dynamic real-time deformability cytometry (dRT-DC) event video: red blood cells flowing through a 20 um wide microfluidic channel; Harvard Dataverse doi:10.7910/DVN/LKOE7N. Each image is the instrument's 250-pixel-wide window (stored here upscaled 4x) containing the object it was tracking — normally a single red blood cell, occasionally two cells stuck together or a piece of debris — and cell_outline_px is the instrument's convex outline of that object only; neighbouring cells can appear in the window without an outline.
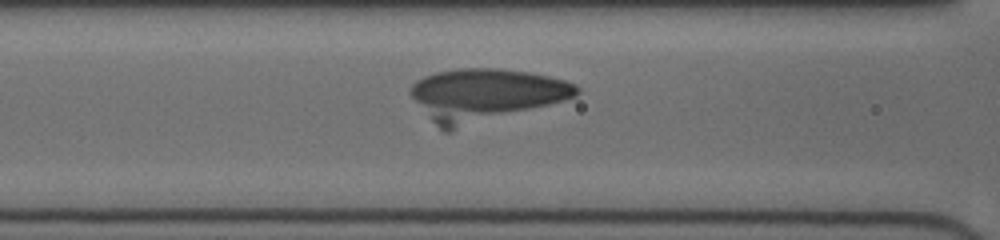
{"species": "human", "species_latin": "Homo sapiens", "temperature_condition": "cold", "stored_images_in_passage": 51, "camera_frame_rate_fps": 3000, "um_per_image_px": 0.085, "donor": {"sex": "female"}, "frame": {"image": 1, "passage_image": 29, "time_ms": 9.333, "image_size_px": [1000, 240], "cell_outline_px": [[580, 92], [576, 96], [564, 100], [452, 132], [444, 132], [432, 120], [408, 92], [412, 84], [416, 80], [424, 76], [436, 72], [456, 68], [500, 68], [528, 72], [548, 76], [564, 80], [576, 84], [580, 88]], "centroid_in_image_um": [41.24, 8.07], "position_along_channel_um": 125.4, "area_um2": 50.98}}
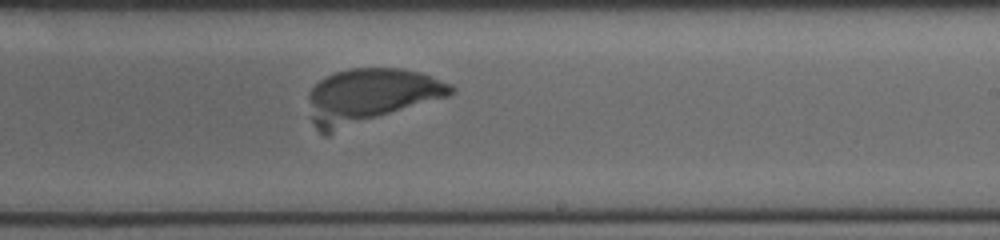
{"frame": {"image": 2, "passage_image": 39, "time_ms": 12.667, "image_size_px": [1000, 240], "cell_outline_px": [[456, 88], [448, 96], [328, 136], [324, 136], [316, 128], [312, 120], [308, 96], [308, 92], [324, 76], [348, 68], [404, 68], [420, 72], [432, 76], [452, 84]], "centroid_in_image_um": [31.46, 8.17], "position_along_channel_um": 257.5, "area_um2": 45.89}}
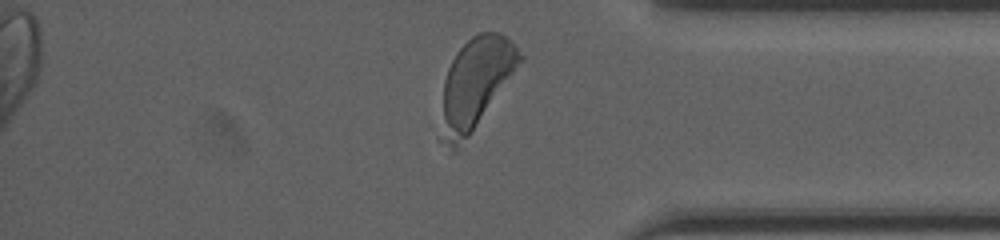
{"frame": {"image": 3, "passage_image": 50, "time_ms": 16.333, "image_size_px": [1000, 240], "cell_outline_px": [[524, 60], [468, 136], [456, 152], [440, 140], [436, 136], [444, 80], [448, 68], [456, 52], [472, 36], [480, 32], [500, 32], [524, 56]], "centroid_in_image_um": [40.34, 7.16], "position_along_channel_um": 394.9, "area_um2": 41.85}}